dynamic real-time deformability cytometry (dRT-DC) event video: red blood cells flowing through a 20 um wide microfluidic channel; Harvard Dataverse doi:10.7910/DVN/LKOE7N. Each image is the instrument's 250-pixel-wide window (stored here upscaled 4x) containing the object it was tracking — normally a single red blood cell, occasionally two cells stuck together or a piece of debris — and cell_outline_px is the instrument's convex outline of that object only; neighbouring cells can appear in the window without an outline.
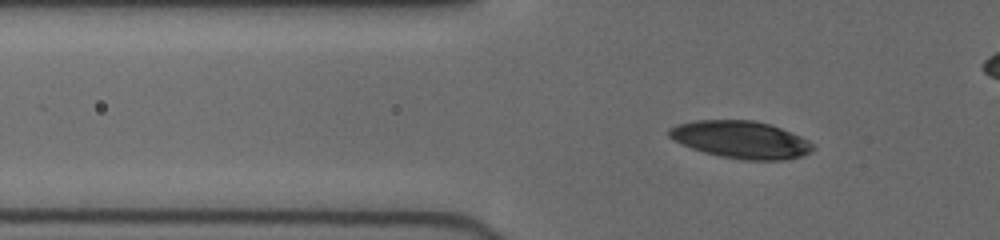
{"species": "human", "species_latin": "Homo sapiens", "temperature_condition": "cold", "stored_images_in_passage": 54, "camera_frame_rate_fps": 3000, "um_per_image_px": 0.085, "donor": {"sex": "female"}, "frame": {"image": 1, "passage_image": 19, "time_ms": 6.0, "image_size_px": [1000, 240], "cell_outline_px": [[812, 148], [808, 152], [800, 156], [784, 160], [744, 160], [720, 156], [704, 152], [692, 148], [672, 140], [668, 136], [668, 128], [676, 124], [696, 120], [752, 120], [772, 124], [800, 136], [808, 140], [812, 144]], "centroid_in_image_um": [62.93, 11.86], "position_along_channel_um": 62.9, "area_um2": 31.27}}
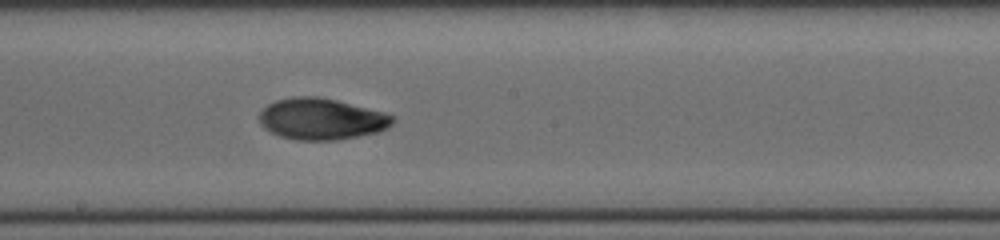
{"frame": {"image": 2, "passage_image": 32, "time_ms": 10.333, "image_size_px": [1000, 240], "cell_outline_px": [[396, 120], [388, 128], [380, 132], [340, 140], [296, 140], [280, 136], [264, 128], [260, 124], [260, 112], [268, 104], [276, 100], [292, 96], [316, 96], [336, 100], [384, 112], [396, 116]], "centroid_in_image_um": [27.36, 10.12], "position_along_channel_um": 220.8, "area_um2": 32.43}}
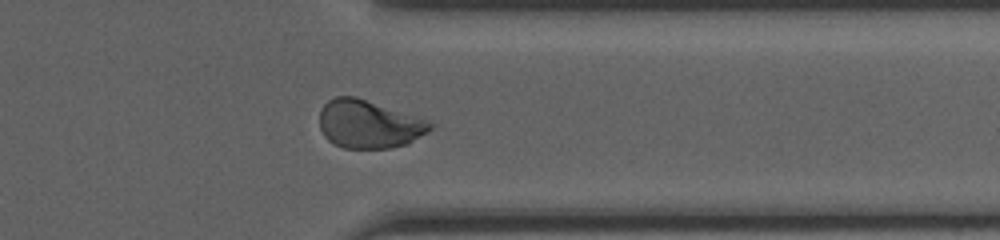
{"frame": {"image": 3, "passage_image": 44, "time_ms": 14.333, "image_size_px": [1000, 240], "cell_outline_px": [[436, 124], [428, 132], [408, 144], [388, 148], [344, 148], [332, 144], [324, 136], [320, 128], [320, 108], [328, 100], [336, 96], [356, 96], [428, 120]], "centroid_in_image_um": [31.35, 10.55], "position_along_channel_um": 380.0, "area_um2": 31.27}, "authors_computed_cell_mechanics": {"area_um2": 31.2698, "velocity_mm_per_s": 3.988, "shape_relaxation_time_tau1_ms": 3.8279, "shape_relaxation_time_tau2_ms": 2.9826, "deformation_change_tau1": 0.1471, "deformation_change_tau2": 0.0531}}